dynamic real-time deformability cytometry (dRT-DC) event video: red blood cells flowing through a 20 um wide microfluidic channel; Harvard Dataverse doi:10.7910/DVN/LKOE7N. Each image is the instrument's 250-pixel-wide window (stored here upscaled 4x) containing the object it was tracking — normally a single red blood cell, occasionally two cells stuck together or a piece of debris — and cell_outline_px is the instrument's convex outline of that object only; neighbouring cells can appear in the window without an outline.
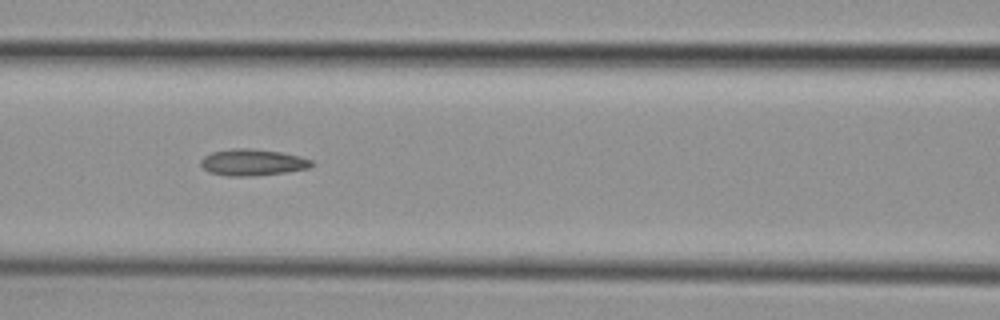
{"species": "common noctule bat (a hibernating species)", "species_latin": "Nyctalus noctula", "temperature_condition": "cold", "stored_images_in_passage": 9, "segment_of_instrument_passage": [1, 2], "camera_frame_rate_fps": 3000, "um_per_image_px": 0.085, "animal": {"sex": "female", "body_mass_g": 29.2, "forearm_length_mm": 56.3}, "frame": {"image": 1, "passage_image": 6, "time_ms": 7.0, "image_size_px": [1000, 320], "cell_outline_px": [[316, 164], [308, 168], [284, 172], [256, 176], [228, 176], [208, 172], [200, 164], [200, 160], [204, 156], [212, 152], [232, 148], [252, 148], [284, 152], [300, 156], [312, 160]], "centroid_in_image_um": [21.48, 13.79], "position_along_channel_um": 145.1, "area_um2": 17.34}}
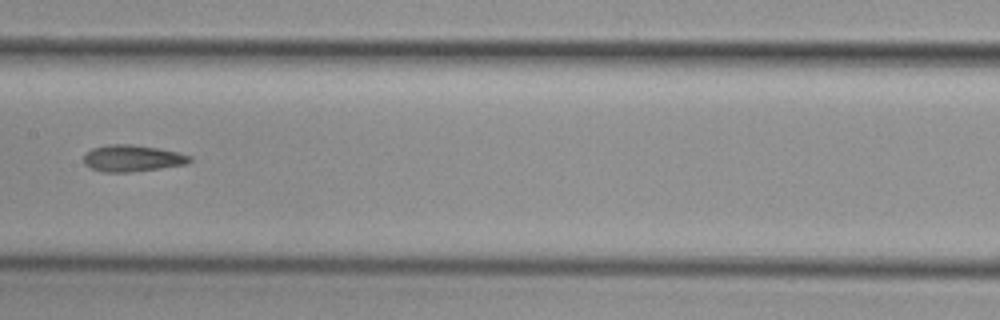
{"frame": {"image": 2, "passage_image": 7, "time_ms": 8.333, "image_size_px": [1000, 320], "cell_outline_px": [[192, 160], [188, 164], [160, 168], [128, 172], [104, 172], [92, 168], [84, 164], [84, 156], [92, 148], [108, 144], [132, 144], [160, 148], [192, 156]], "centroid_in_image_um": [11.27, 13.44], "position_along_channel_um": 196.1, "area_um2": 16.42}}
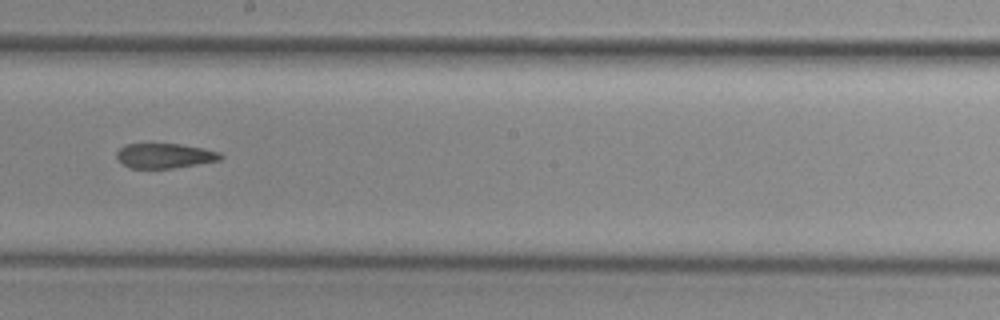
{"frame": {"image": 3, "passage_image": 8, "time_ms": 9.333, "image_size_px": [1000, 320], "cell_outline_px": [[224, 156], [220, 160], [172, 168], [128, 168], [116, 156], [116, 152], [124, 144], [180, 144], [204, 148], [220, 152]], "centroid_in_image_um": [14.01, 13.23], "position_along_channel_um": 234.2, "area_um2": 14.97}}